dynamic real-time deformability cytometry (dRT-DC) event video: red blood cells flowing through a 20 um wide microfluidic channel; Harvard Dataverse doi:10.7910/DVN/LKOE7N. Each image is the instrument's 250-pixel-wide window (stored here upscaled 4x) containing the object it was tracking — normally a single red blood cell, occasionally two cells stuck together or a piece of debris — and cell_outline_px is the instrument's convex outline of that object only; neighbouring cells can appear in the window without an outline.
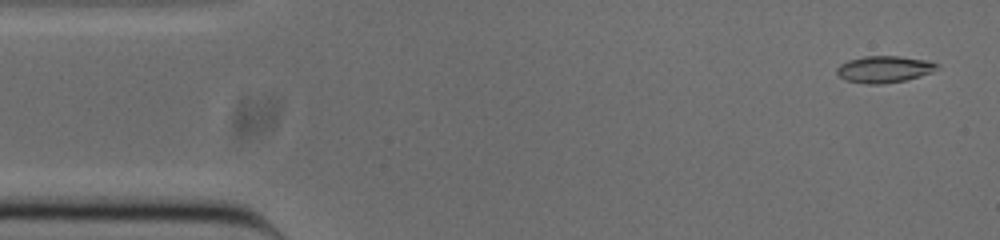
{"species": "common noctule bat (a hibernating species)", "species_latin": "Nyctalus noctula", "temperature_condition": "cold", "stored_images_in_passage": 51, "camera_frame_rate_fps": 3000, "um_per_image_px": 0.085, "animal": {"sex": "male", "body_mass_g": 20.0, "forearm_length_mm": 53.3}, "frame": {"image": 1, "passage_image": 2, "time_ms": 0.333, "image_size_px": [1000, 240], "cell_outline_px": [[940, 64], [932, 72], [920, 76], [904, 80], [880, 84], [868, 84], [848, 80], [840, 76], [836, 72], [836, 68], [840, 64], [848, 60], [864, 56], [900, 56], [924, 60]], "centroid_in_image_um": [75.14, 5.87], "position_along_channel_um": 9.9, "area_um2": 15.37}}
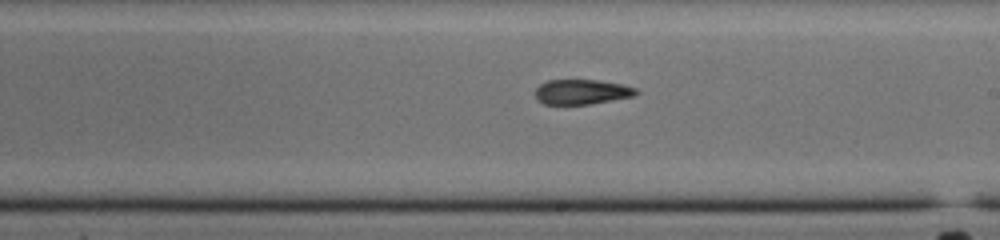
{"frame": {"image": 2, "passage_image": 28, "time_ms": 9.0, "image_size_px": [1000, 240], "cell_outline_px": [[640, 92], [636, 96], [588, 104], [544, 104], [536, 100], [536, 88], [540, 84], [548, 80], [600, 80], [624, 84], [636, 88]], "centroid_in_image_um": [49.49, 7.8], "position_along_channel_um": 239.5, "area_um2": 14.8}}
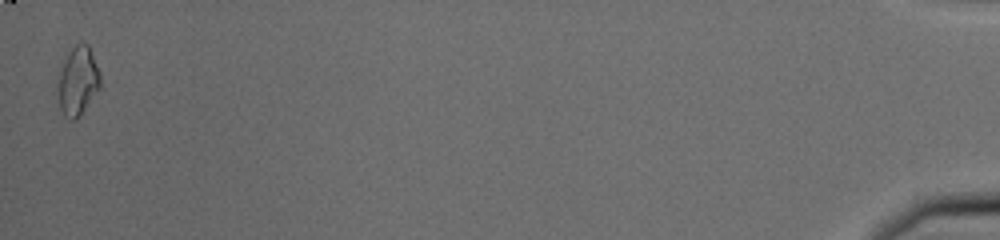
{"frame": {"image": 3, "passage_image": 51, "time_ms": 16.667, "image_size_px": [1000, 240], "cell_outline_px": [[100, 88], [80, 116], [76, 120], [68, 120], [64, 116], [60, 108], [56, 92], [56, 88], [60, 72], [68, 52], [80, 40], [88, 44], [100, 72]], "centroid_in_image_um": [6.61, 6.91], "position_along_channel_um": 428.6, "area_um2": 17.28}, "authors_computed_cell_mechanics": {"area_um2": 15.606, "velocity_mm_per_s": 3.8707, "shape_relaxation_time_tau1_ms": null, "shape_relaxation_time_tau2_ms": 5.5056, "deformation_change_tau1": null, "deformation_change_tau2": 0.1031}}